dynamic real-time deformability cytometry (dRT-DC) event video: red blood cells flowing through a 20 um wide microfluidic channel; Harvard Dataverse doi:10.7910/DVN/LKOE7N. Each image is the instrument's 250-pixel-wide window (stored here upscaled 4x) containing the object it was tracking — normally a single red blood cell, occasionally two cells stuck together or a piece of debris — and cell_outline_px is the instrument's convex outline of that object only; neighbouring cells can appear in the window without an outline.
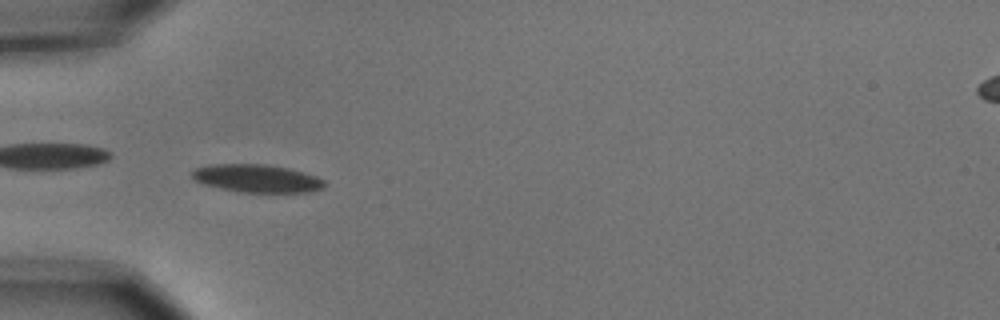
{"species": "common noctule bat (a hibernating species)", "species_latin": "Nyctalus noctula", "temperature_condition": "cold", "stored_images_in_passage": 56, "camera_frame_rate_fps": 3000, "um_per_image_px": 0.085, "animal": {"sex": "male", "body_mass_g": 15.6}, "frame": {"image": 1, "passage_image": 19, "time_ms": 6.0, "image_size_px": [1000, 320], "cell_outline_px": [[324, 188], [308, 192], [236, 192], [204, 184], [196, 180], [192, 176], [192, 172], [196, 168], [212, 164], [264, 164], [288, 168], [316, 176], [324, 180]], "centroid_in_image_um": [21.84, 15.17], "position_along_channel_um": 63.2, "area_um2": 21.39}}
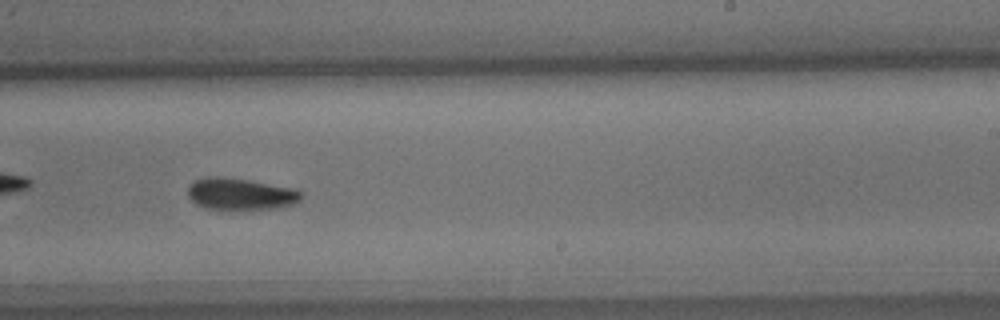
{"frame": {"image": 2, "passage_image": 36, "time_ms": 11.667, "image_size_px": [1000, 320], "cell_outline_px": [[304, 196], [296, 204], [276, 208], [244, 212], [204, 208], [196, 204], [188, 196], [188, 184], [196, 180], [208, 176], [224, 176], [248, 180], [292, 188], [304, 192]], "centroid_in_image_um": [20.46, 16.53], "position_along_channel_um": 268.5, "area_um2": 21.91}}
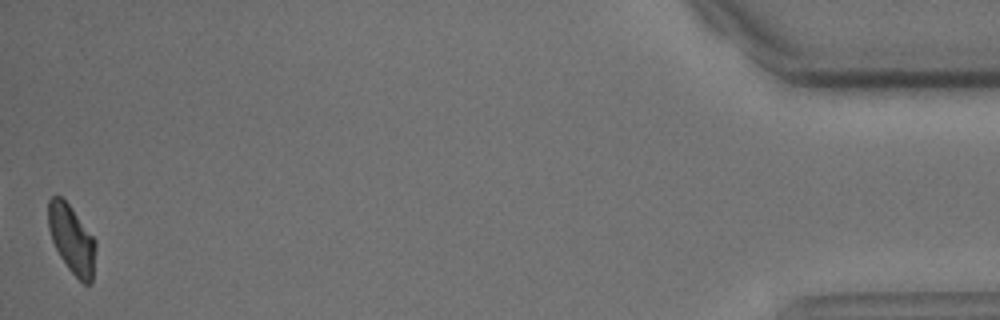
{"frame": {"image": 3, "passage_image": 56, "time_ms": 18.333, "image_size_px": [1000, 320], "cell_outline_px": [[96, 248], [92, 284], [84, 284], [68, 268], [60, 256], [52, 240], [48, 228], [48, 200], [52, 196], [60, 196], [72, 208], [96, 240]], "centroid_in_image_um": [6.11, 20.34], "position_along_channel_um": 429.1, "area_um2": 18.84}, "authors_computed_cell_mechanics": {"area_um2": 20.4034, "velocity_mm_per_s": 3.671, "shape_relaxation_time_tau1_ms": 2.6481, "shape_relaxation_time_tau2_ms": null, "deformation_change_tau1": 0.1189, "deformation_change_tau2": null}}